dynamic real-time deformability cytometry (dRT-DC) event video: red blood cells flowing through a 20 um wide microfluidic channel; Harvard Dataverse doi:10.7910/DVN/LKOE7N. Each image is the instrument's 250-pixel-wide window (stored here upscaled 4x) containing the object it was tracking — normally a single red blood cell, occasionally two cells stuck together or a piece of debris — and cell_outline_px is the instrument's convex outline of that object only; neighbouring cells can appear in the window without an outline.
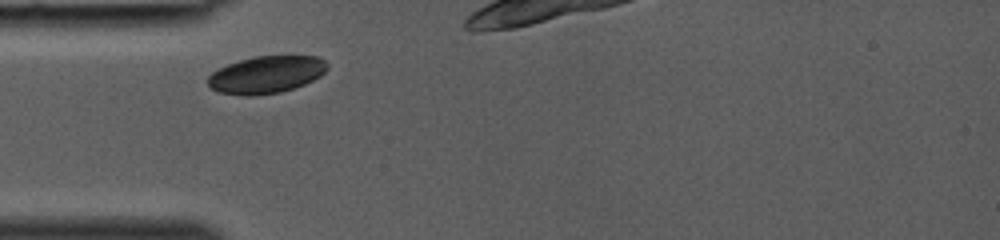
{"species": "common noctule bat (a hibernating species)", "species_latin": "Nyctalus noctula", "temperature_condition": "room temperature", "stored_images_in_passage": 4, "camera_frame_rate_fps": 3000, "um_per_image_px": 0.085, "animal": {"sex": "female", "body_mass_g": 19.0, "forearm_length_mm": 53.3}, "frame": {"image": 1, "passage_image": 1, "time_ms": 0.0, "image_size_px": [1000, 240], "cell_outline_px": [[328, 68], [320, 76], [304, 84], [280, 92], [256, 96], [244, 96], [220, 92], [212, 88], [208, 84], [208, 76], [212, 72], [228, 64], [240, 60], [256, 56], [320, 56], [328, 64]], "centroid_in_image_um": [22.64, 6.34], "position_along_channel_um": 62.4, "area_um2": 25.84}}
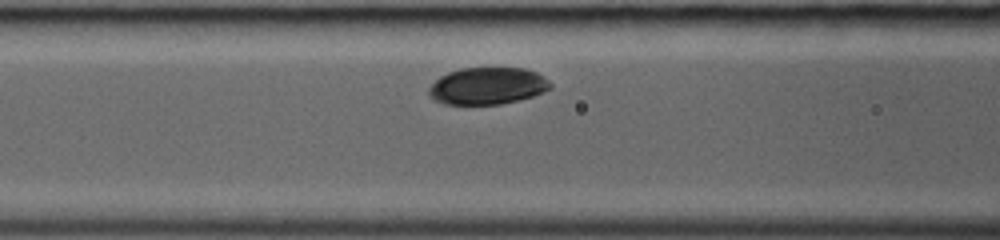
{"frame": {"image": 2, "passage_image": 3, "time_ms": 0.667, "image_size_px": [1000, 240], "cell_outline_px": [[552, 88], [544, 92], [532, 96], [500, 104], [444, 104], [432, 100], [428, 96], [428, 88], [440, 76], [448, 72], [460, 68], [524, 68], [536, 72], [544, 76], [552, 84]], "centroid_in_image_um": [41.42, 7.3], "position_along_channel_um": 125.2, "area_um2": 26.36}}